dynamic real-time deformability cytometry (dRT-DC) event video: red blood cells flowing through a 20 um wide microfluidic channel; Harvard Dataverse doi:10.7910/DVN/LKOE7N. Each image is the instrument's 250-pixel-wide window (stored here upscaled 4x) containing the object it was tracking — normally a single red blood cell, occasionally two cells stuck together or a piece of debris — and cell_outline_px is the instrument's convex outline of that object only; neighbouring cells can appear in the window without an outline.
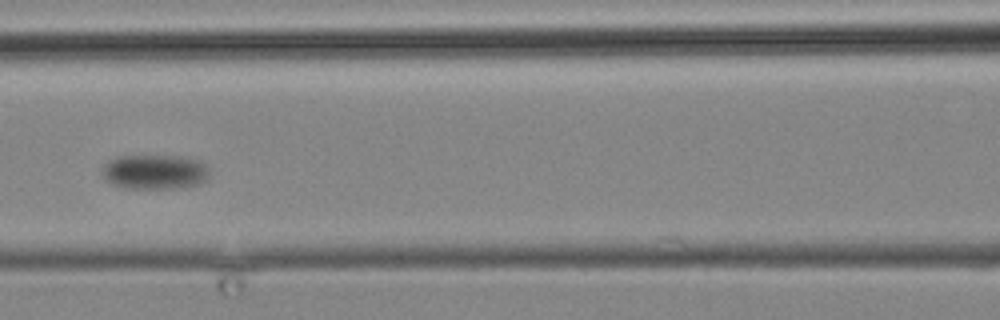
{"species": "common noctule bat (a hibernating species)", "species_latin": "Nyctalus noctula", "temperature_condition": "cold", "stored_images_in_passage": 6, "camera_frame_rate_fps": 3000, "um_per_image_px": 0.085, "animal": {"sex": "male", "body_mass_g": 19.2, "forearm_length_mm": 51.8}, "frame": {"image": 1, "passage_image": 5, "time_ms": 6.667, "image_size_px": [1000, 320], "cell_outline_px": [[208, 176], [200, 184], [176, 188], [124, 188], [112, 184], [104, 180], [104, 164], [108, 160], [116, 156], [180, 156], [200, 160], [208, 168]], "centroid_in_image_um": [13.14, 14.6], "position_along_channel_um": 153.5, "area_um2": 21.68}}